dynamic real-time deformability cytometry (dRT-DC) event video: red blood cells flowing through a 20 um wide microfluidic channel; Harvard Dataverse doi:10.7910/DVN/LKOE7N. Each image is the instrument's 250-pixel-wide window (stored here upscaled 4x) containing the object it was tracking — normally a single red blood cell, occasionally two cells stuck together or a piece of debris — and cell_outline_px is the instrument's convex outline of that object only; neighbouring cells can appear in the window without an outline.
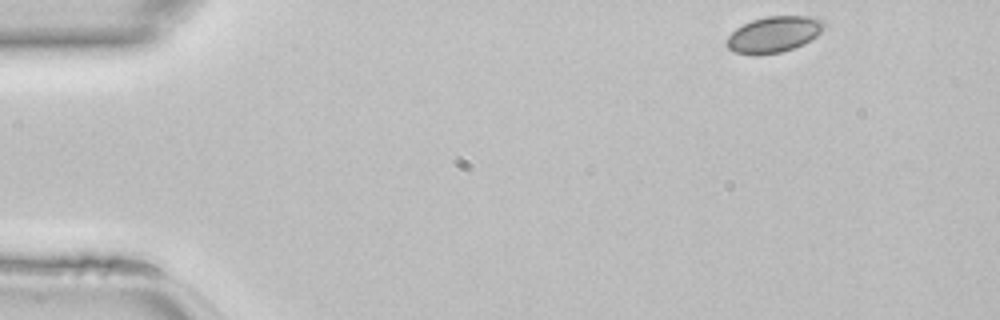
{"species": "common noctule bat (a hibernating species)", "species_latin": "Nyctalus noctula", "temperature_condition": "room temperature", "stored_images_in_passage": 42, "camera_frame_rate_fps": 3000, "um_per_image_px": 0.085, "animal": {"sex": "female", "body_mass_g": 22.7, "forearm_length_mm": 54.2}, "frame": {"image": 1, "passage_image": 1, "time_ms": 0.0, "image_size_px": [1000, 320], "cell_outline_px": [[824, 28], [816, 36], [804, 44], [780, 52], [756, 56], [736, 52], [728, 48], [724, 44], [724, 40], [736, 28], [752, 20], [768, 16], [808, 16], [824, 20]], "centroid_in_image_um": [65.74, 2.93], "position_along_channel_um": 19.3, "area_um2": 20.52}}
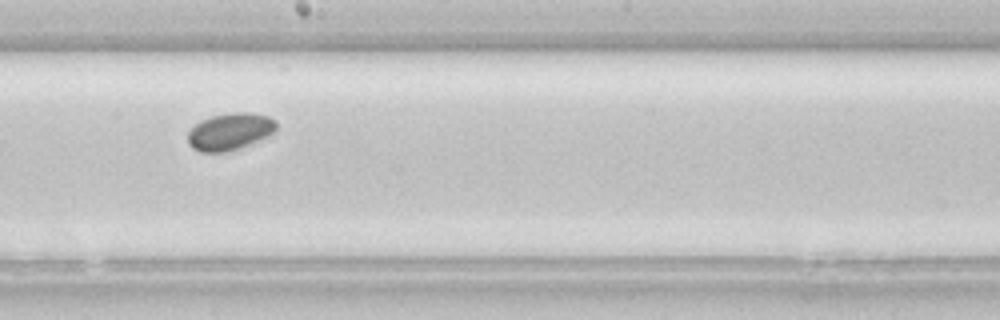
{"frame": {"image": 2, "passage_image": 22, "time_ms": 7.0, "image_size_px": [1000, 320], "cell_outline_px": [[276, 128], [268, 136], [248, 144], [224, 152], [200, 152], [192, 148], [188, 144], [188, 132], [200, 120], [212, 116], [232, 112], [248, 112], [268, 116], [276, 124]], "centroid_in_image_um": [19.49, 11.17], "position_along_channel_um": 228.7, "area_um2": 18.79}}
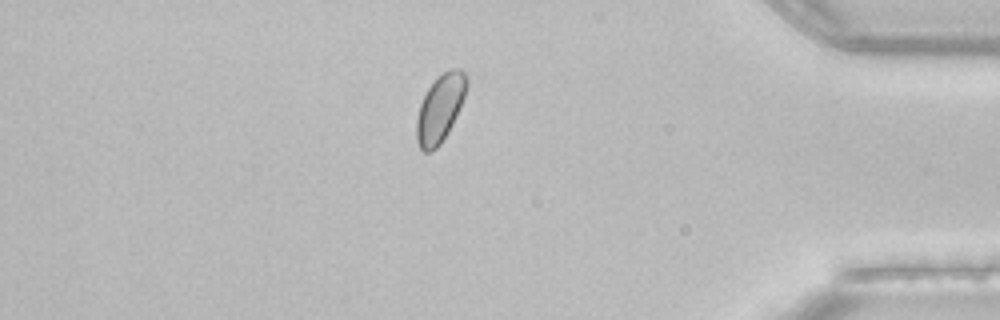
{"frame": {"image": 3, "passage_image": 36, "time_ms": 11.667, "image_size_px": [1000, 320], "cell_outline_px": [[468, 84], [464, 96], [456, 116], [448, 132], [440, 144], [432, 152], [424, 152], [420, 148], [416, 140], [416, 120], [420, 104], [428, 88], [444, 72], [452, 68], [460, 68], [468, 76]], "centroid_in_image_um": [37.41, 9.22], "position_along_channel_um": 397.8, "area_um2": 19.54}}